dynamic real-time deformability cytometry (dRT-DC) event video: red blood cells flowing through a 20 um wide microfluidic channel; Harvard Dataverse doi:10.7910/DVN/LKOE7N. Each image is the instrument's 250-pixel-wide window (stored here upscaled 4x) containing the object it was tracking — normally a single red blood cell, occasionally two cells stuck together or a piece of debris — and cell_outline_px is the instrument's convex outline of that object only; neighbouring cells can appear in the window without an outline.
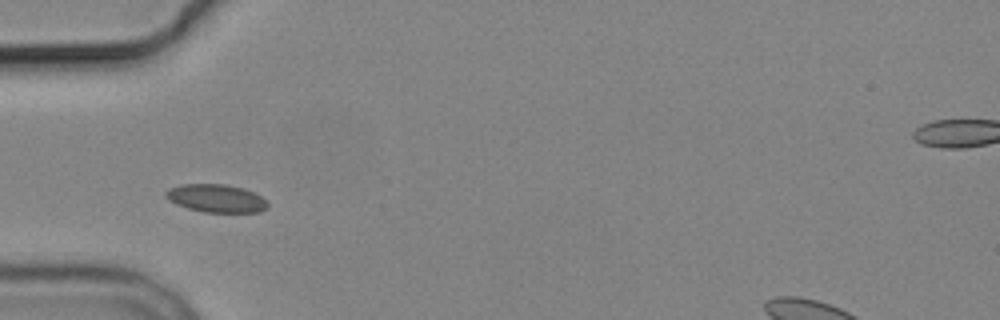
{"species": "common noctule bat (a hibernating species)", "species_latin": "Nyctalus noctula", "temperature_condition": "cold", "stored_images_in_passage": 3, "camera_frame_rate_fps": 3000, "um_per_image_px": 0.085, "animal": {"sex": "male", "body_mass_g": 19.2, "forearm_length_mm": 51.8}, "frame": {"image": 1, "passage_image": 1, "time_ms": 0.0, "image_size_px": [1000, 320], "cell_outline_px": [[268, 208], [260, 212], [204, 212], [188, 208], [176, 204], [168, 200], [164, 196], [164, 192], [168, 188], [180, 184], [224, 184], [244, 188], [260, 196], [268, 204]], "centroid_in_image_um": [18.33, 16.85], "position_along_channel_um": 66.7, "area_um2": 16.7}}
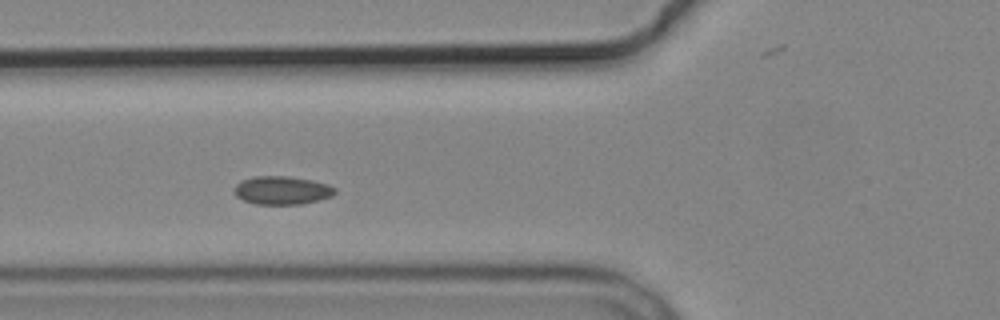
{"frame": {"image": 2, "passage_image": 2, "time_ms": 1.0, "image_size_px": [1000, 320], "cell_outline_px": [[336, 192], [332, 196], [300, 204], [256, 204], [244, 200], [236, 196], [232, 192], [236, 184], [240, 180], [256, 176], [288, 176], [312, 180], [328, 184], [336, 188]], "centroid_in_image_um": [23.94, 16.17], "position_along_channel_um": 101.9, "area_um2": 16.65}}
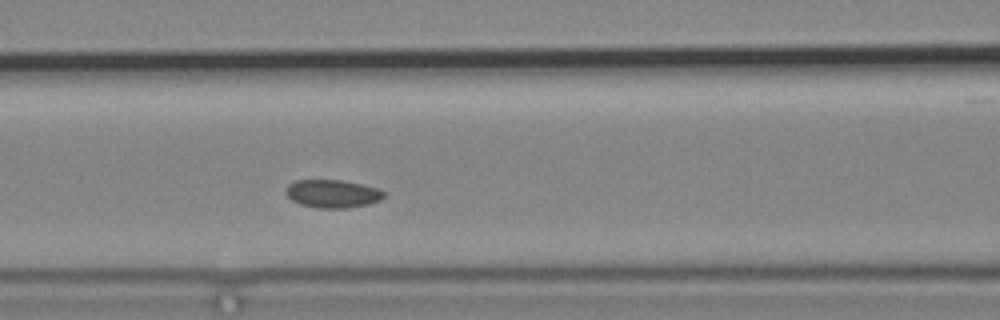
{"frame": {"image": 3, "passage_image": 3, "time_ms": 2.0, "image_size_px": [1000, 320], "cell_outline_px": [[384, 196], [380, 200], [368, 204], [344, 208], [316, 208], [300, 204], [292, 200], [284, 192], [288, 184], [296, 180], [340, 180], [380, 188], [384, 192]], "centroid_in_image_um": [28.24, 16.46], "position_along_channel_um": 138.4, "area_um2": 16.01}}